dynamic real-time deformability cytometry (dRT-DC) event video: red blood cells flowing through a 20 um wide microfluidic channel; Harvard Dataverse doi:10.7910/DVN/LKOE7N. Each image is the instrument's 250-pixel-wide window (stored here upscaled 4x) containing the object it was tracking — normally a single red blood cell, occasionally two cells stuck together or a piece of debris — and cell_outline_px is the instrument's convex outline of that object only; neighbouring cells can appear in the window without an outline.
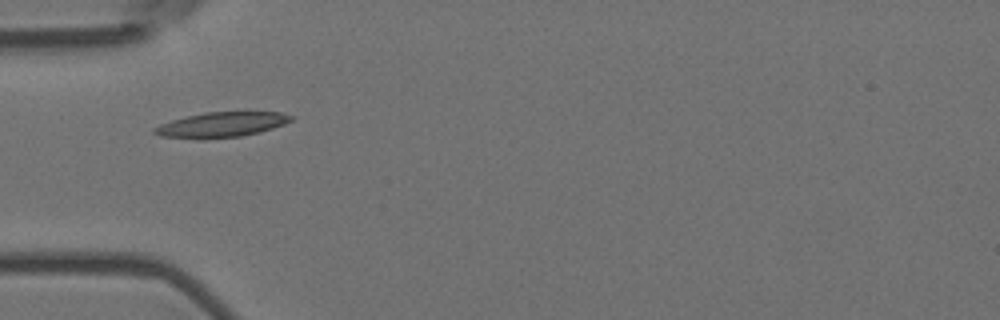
{"species": "Egyptian fruit bat (a non-hibernating species)", "species_latin": "Rousettus aegyptiacus", "temperature_condition": "room temperature", "stored_images_in_passage": 7, "camera_frame_rate_fps": 3000, "um_per_image_px": 0.085, "animal": {"sex": "female"}, "frame": {"image": 1, "passage_image": 6, "time_ms": 1.667, "image_size_px": [1000, 320], "cell_outline_px": [[292, 120], [284, 124], [260, 132], [240, 136], [204, 140], [160, 136], [152, 132], [152, 128], [160, 124], [172, 120], [204, 112], [280, 112], [292, 116]], "centroid_in_image_um": [18.77, 10.61], "position_along_channel_um": 66.2, "area_um2": 20.06}}
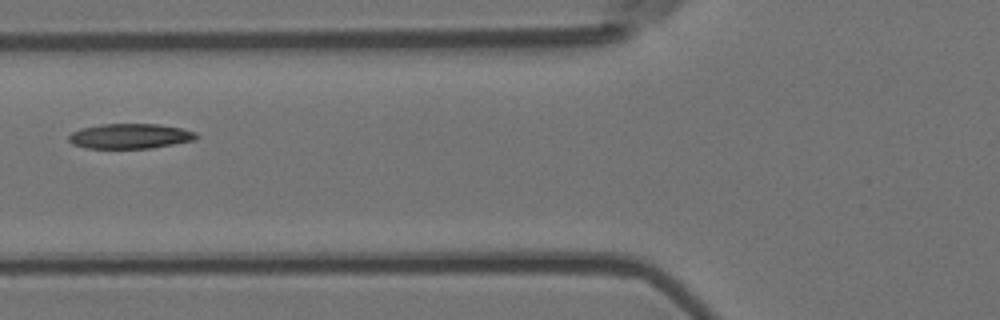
{"frame": {"image": 2, "passage_image": 7, "time_ms": 2.0, "image_size_px": [1000, 320], "cell_outline_px": [[200, 136], [196, 140], [152, 148], [88, 148], [72, 144], [68, 140], [68, 136], [72, 132], [80, 128], [100, 124], [156, 124], [180, 128], [196, 132]], "centroid_in_image_um": [11.06, 11.57], "position_along_channel_um": 114.7, "area_um2": 18.67}}